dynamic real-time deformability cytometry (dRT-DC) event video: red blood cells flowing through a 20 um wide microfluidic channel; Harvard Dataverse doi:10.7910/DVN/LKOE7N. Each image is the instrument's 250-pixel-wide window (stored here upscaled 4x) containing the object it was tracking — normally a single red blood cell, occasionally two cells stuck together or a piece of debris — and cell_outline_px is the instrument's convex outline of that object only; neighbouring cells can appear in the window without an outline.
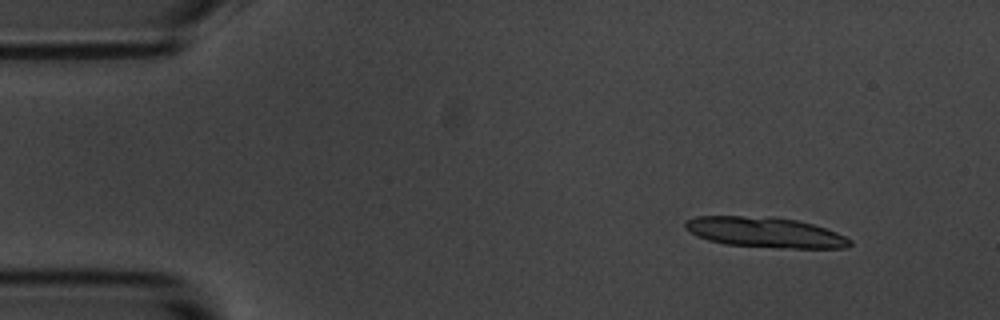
{"species": "common noctule bat (a hibernating species)", "species_latin": "Nyctalus noctula", "temperature_condition": "room temperature", "stored_images_in_passage": 4, "camera_frame_rate_fps": 3000, "um_per_image_px": 0.085, "animal": {"sex": "male", "body_mass_g": 20.1, "forearm_length_mm": 53.5}, "frame": {"image": 1, "passage_image": 1, "time_ms": 0.0, "image_size_px": [1000, 320], "cell_outline_px": [[852, 244], [848, 248], [776, 248], [724, 244], [708, 240], [696, 236], [684, 228], [684, 224], [688, 220], [696, 216], [772, 216], [796, 220], [812, 224], [836, 232], [852, 240]], "centroid_in_image_um": [65.03, 19.75], "position_along_channel_um": 20.0, "area_um2": 29.36}}